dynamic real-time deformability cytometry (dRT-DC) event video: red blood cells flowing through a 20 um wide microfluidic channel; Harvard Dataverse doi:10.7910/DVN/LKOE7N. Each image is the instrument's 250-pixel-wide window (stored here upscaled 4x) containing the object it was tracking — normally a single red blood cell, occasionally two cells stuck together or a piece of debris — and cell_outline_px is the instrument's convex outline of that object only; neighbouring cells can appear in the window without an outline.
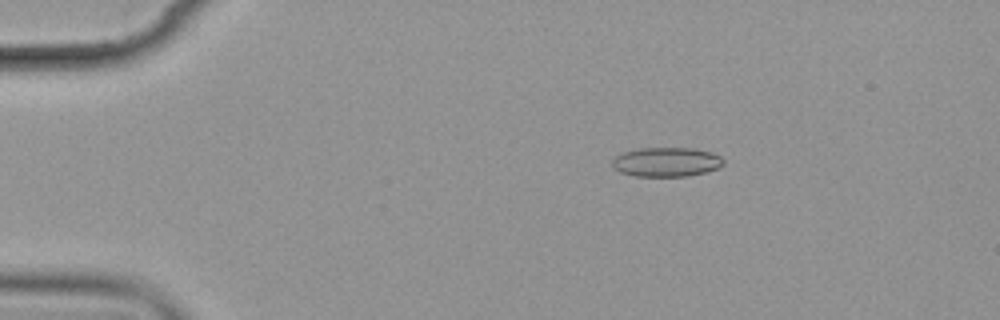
{"species": "common noctule bat (a hibernating species)", "species_latin": "Nyctalus noctula", "temperature_condition": "cold", "stored_images_in_passage": 4, "camera_frame_rate_fps": 3000, "um_per_image_px": 0.085, "animal": {"sex": "female", "body_mass_g": 19.9}, "frame": {"image": 1, "passage_image": 2, "time_ms": 1.0, "image_size_px": [1000, 320], "cell_outline_px": [[724, 164], [720, 168], [708, 172], [688, 176], [632, 176], [620, 172], [612, 168], [612, 160], [620, 152], [640, 148], [692, 148], [712, 152], [720, 156], [724, 160]], "centroid_in_image_um": [56.65, 13.77], "position_along_channel_um": 28.4, "area_um2": 19.36}}